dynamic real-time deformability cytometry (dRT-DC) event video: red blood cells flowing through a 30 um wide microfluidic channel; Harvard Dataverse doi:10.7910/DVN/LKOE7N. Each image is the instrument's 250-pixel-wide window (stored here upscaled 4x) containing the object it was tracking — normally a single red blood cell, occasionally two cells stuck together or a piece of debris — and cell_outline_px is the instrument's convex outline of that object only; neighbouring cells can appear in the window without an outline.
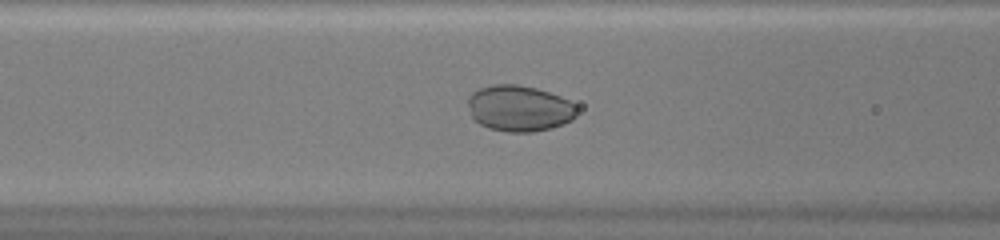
{"species": "common noctule bat (a hibernating species)", "species_latin": "Nyctalus noctula", "temperature_condition": "warm", "stored_images_in_passage": 43, "camera_frame_rate_fps": 3000, "um_per_image_px": 0.085, "animal": {"sex": "female", "body_mass_g": 20.0, "forearm_length_mm": 54.0}, "frame": {"image": 1, "passage_image": 20, "time_ms": 6.333, "image_size_px": [1000, 240], "cell_outline_px": [[576, 116], [572, 120], [564, 124], [552, 128], [532, 132], [508, 132], [488, 128], [480, 124], [472, 116], [468, 104], [468, 96], [472, 92], [480, 88], [492, 84], [516, 84], [536, 88], [560, 96], [576, 104]], "centroid_in_image_um": [44.15, 9.21], "position_along_channel_um": 122.5, "area_um2": 29.36}}
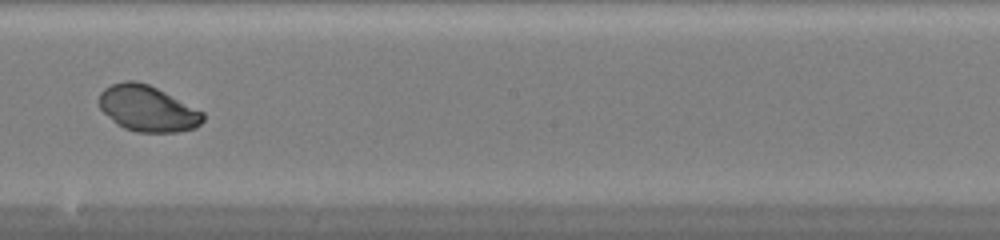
{"frame": {"image": 2, "passage_image": 28, "time_ms": 9.0, "image_size_px": [1000, 240], "cell_outline_px": [[204, 120], [196, 128], [176, 132], [136, 132], [124, 128], [116, 124], [100, 108], [100, 92], [104, 88], [112, 84], [124, 80], [136, 80], [148, 84], [204, 112]], "centroid_in_image_um": [12.54, 9.23], "position_along_channel_um": 235.7, "area_um2": 27.69}}
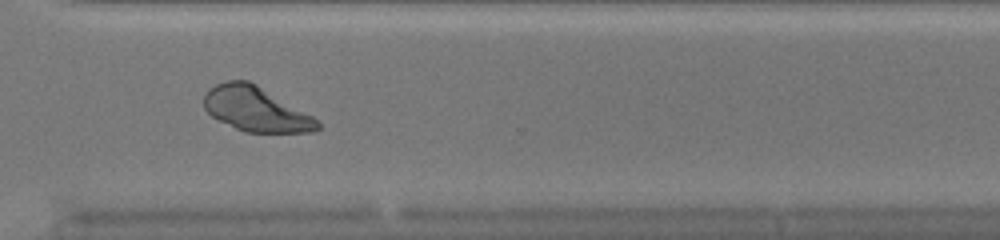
{"frame": {"image": 3, "passage_image": 36, "time_ms": 11.667, "image_size_px": [1000, 240], "cell_outline_px": [[320, 128], [312, 132], [244, 132], [212, 116], [204, 108], [204, 96], [208, 88], [216, 84], [228, 80], [248, 80], [256, 84], [312, 116], [320, 124]], "centroid_in_image_um": [21.72, 9.27], "position_along_channel_um": 348.9, "area_um2": 29.07}, "authors_computed_cell_mechanics": {"area_um2": 29.3624, "velocity_mm_per_s": 4.2454, "shape_relaxation_time_tau1_ms": 1.0026, "shape_relaxation_time_tau2_ms": null, "deformation_change_tau1": 0.0138, "deformation_change_tau2": null}}